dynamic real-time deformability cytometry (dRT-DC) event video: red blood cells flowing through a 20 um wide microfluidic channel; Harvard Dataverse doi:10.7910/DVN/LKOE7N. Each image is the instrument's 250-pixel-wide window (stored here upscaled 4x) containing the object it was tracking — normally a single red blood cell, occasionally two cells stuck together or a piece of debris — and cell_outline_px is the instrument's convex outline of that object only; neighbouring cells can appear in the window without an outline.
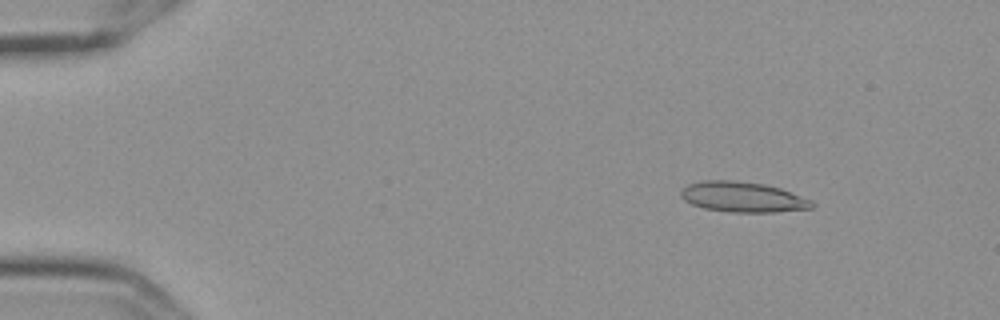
{"species": "Egyptian fruit bat (a non-hibernating species)", "species_latin": "Rousettus aegyptiacus", "temperature_condition": "cold", "stored_images_in_passage": 6, "camera_frame_rate_fps": 3000, "um_per_image_px": 0.085, "frame": {"image": 1, "passage_image": 3, "time_ms": 0.667, "image_size_px": [1000, 320], "cell_outline_px": [[816, 204], [812, 208], [776, 212], [732, 212], [704, 208], [692, 204], [684, 200], [680, 196], [680, 188], [688, 184], [700, 180], [736, 180], [764, 184], [780, 188], [812, 200]], "centroid_in_image_um": [63.11, 16.73], "position_along_channel_um": 21.9, "area_um2": 23.35}}
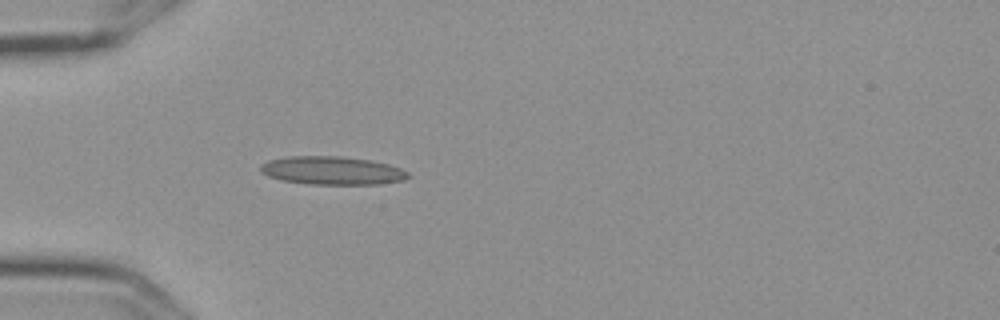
{"frame": {"image": 2, "passage_image": 6, "time_ms": 1.667, "image_size_px": [1000, 320], "cell_outline_px": [[412, 176], [404, 180], [380, 184], [308, 184], [280, 180], [268, 176], [260, 172], [260, 164], [268, 160], [288, 156], [344, 156], [372, 160], [388, 164], [400, 168], [408, 172]], "centroid_in_image_um": [28.23, 14.49], "position_along_channel_um": 56.8, "area_um2": 24.62}}